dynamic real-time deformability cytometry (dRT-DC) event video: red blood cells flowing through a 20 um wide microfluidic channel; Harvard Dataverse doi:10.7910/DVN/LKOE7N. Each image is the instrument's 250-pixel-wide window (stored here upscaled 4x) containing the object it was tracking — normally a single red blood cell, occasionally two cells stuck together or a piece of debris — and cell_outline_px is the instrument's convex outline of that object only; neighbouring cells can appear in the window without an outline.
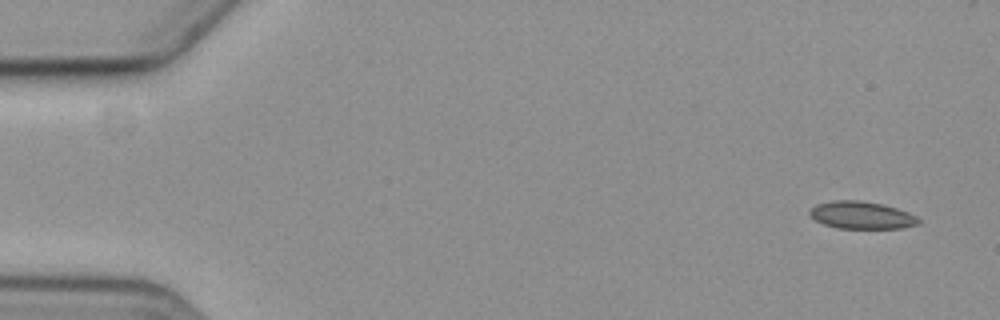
{"species": "common noctule bat (a hibernating species)", "species_latin": "Nyctalus noctula", "temperature_condition": "cold", "stored_images_in_passage": 5, "camera_frame_rate_fps": 3000, "um_per_image_px": 0.085, "animal": {"sex": "female", "body_mass_g": 19.3, "forearm_length_mm": 54.1}, "frame": {"image": 1, "passage_image": 1, "time_ms": 0.0, "image_size_px": [1000, 320], "cell_outline_px": [[920, 220], [916, 224], [900, 228], [836, 228], [824, 224], [816, 220], [808, 212], [816, 204], [832, 200], [860, 200], [880, 204], [896, 208], [908, 212], [916, 216]], "centroid_in_image_um": [73.2, 18.28], "position_along_channel_um": 11.8, "area_um2": 17.17}}